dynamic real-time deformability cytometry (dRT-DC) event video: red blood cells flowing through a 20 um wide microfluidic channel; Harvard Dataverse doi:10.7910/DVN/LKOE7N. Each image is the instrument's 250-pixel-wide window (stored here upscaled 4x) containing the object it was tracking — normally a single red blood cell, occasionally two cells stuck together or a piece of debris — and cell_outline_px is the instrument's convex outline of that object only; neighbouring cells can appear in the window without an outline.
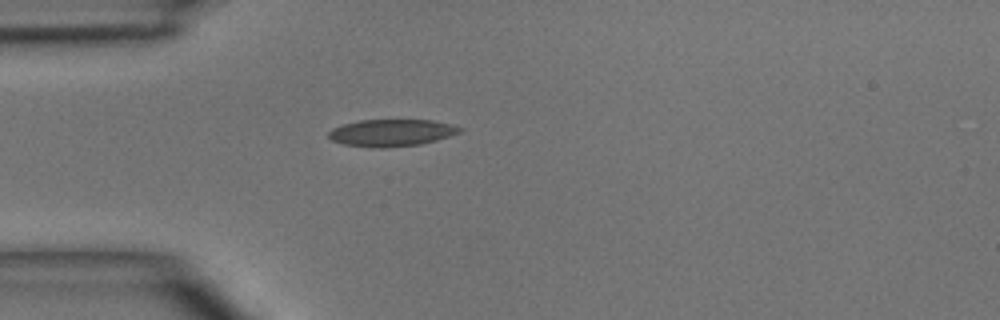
{"species": "common noctule bat (a hibernating species)", "species_latin": "Nyctalus noctula", "temperature_condition": "room temperature", "stored_images_in_passage": 3, "camera_frame_rate_fps": 3000, "um_per_image_px": 0.085, "animal": {"sex": "male", "body_mass_g": 15.6}, "frame": {"image": 1, "passage_image": 3, "time_ms": 2.333, "image_size_px": [1000, 320], "cell_outline_px": [[464, 128], [460, 132], [436, 140], [420, 144], [384, 148], [372, 148], [344, 144], [332, 140], [328, 136], [328, 132], [332, 128], [344, 124], [360, 120], [432, 120], [452, 124]], "centroid_in_image_um": [33.27, 11.28], "position_along_channel_um": 51.7, "area_um2": 20.63}}